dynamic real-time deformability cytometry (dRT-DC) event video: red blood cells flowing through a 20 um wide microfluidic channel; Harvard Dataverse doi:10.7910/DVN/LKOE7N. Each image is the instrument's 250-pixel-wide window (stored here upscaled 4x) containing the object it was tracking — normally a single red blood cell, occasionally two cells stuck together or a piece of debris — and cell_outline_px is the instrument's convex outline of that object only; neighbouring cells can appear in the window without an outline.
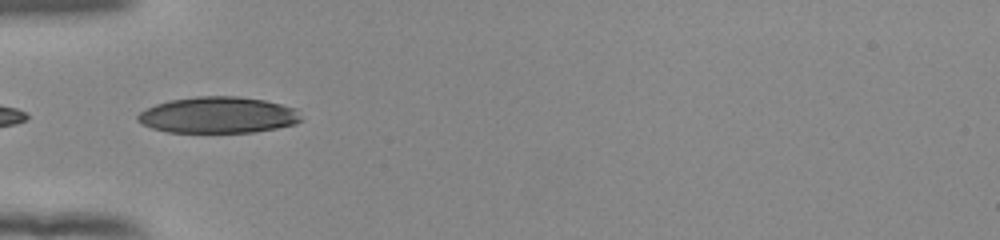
{"species": "human", "species_latin": "Homo sapiens", "temperature_condition": "room temperature", "stored_images_in_passage": 22, "camera_frame_rate_fps": 3000, "um_per_image_px": 0.085, "donor": {"sex": "female"}, "frame": {"image": 1, "passage_image": 1, "time_ms": 0.0, "image_size_px": [1000, 240], "cell_outline_px": [[304, 120], [296, 124], [276, 128], [252, 132], [168, 132], [152, 128], [136, 120], [136, 116], [140, 112], [156, 104], [168, 100], [196, 96], [236, 96], [264, 100], [296, 108]], "centroid_in_image_um": [18.56, 9.77], "position_along_channel_um": 66.4, "area_um2": 34.62}}
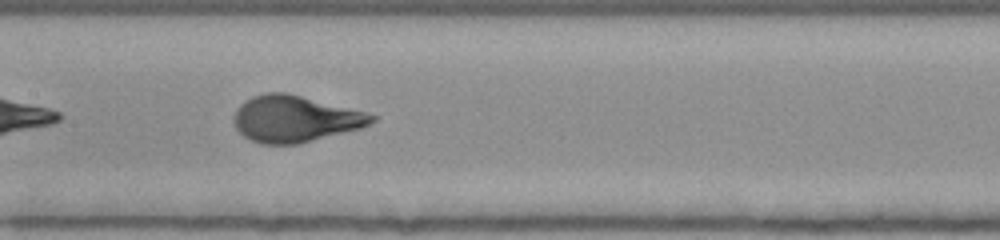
{"frame": {"image": 2, "passage_image": 10, "time_ms": 3.0, "image_size_px": [1000, 240], "cell_outline_px": [[380, 116], [376, 120], [360, 128], [296, 144], [260, 144], [244, 136], [236, 128], [232, 120], [232, 116], [236, 108], [240, 104], [252, 96], [264, 92], [284, 92], [368, 112]], "centroid_in_image_um": [25.05, 10.09], "position_along_channel_um": 182.4, "area_um2": 37.28}}
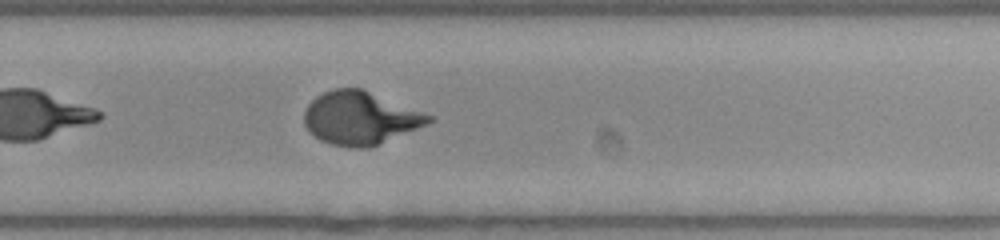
{"frame": {"image": 3, "passage_image": 19, "time_ms": 6.0, "image_size_px": [1000, 240], "cell_outline_px": [[436, 120], [428, 124], [368, 148], [352, 148], [332, 144], [320, 140], [304, 124], [304, 112], [308, 104], [316, 96], [332, 88], [360, 88], [436, 116]], "centroid_in_image_um": [30.65, 10.03], "position_along_channel_um": 299.1, "area_um2": 38.44}}